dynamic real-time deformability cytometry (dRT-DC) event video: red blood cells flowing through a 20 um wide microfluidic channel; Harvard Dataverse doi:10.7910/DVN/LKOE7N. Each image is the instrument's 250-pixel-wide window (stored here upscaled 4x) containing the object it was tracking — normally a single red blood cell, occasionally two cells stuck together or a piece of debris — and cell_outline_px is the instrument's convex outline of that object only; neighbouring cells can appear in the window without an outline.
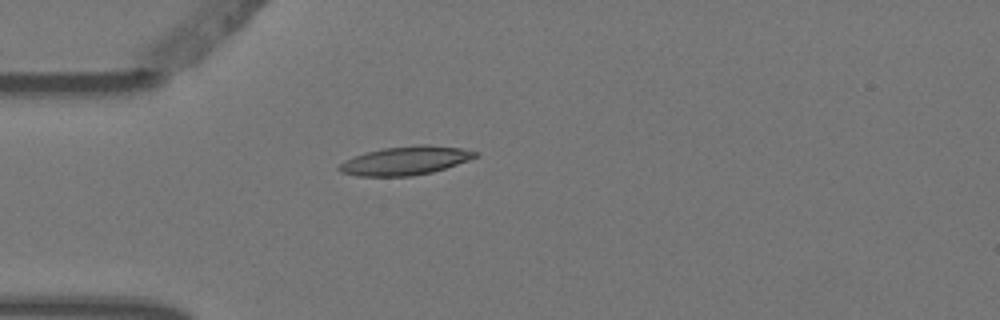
{"species": "Egyptian fruit bat (a non-hibernating species)", "species_latin": "Rousettus aegyptiacus", "temperature_condition": "warm", "stored_images_in_passage": 2, "camera_frame_rate_fps": 3000, "um_per_image_px": 0.085, "animal": {"sex": "female"}, "frame": {"image": 1, "passage_image": 1, "time_ms": 0.0, "image_size_px": [1000, 320], "cell_outline_px": [[480, 152], [476, 156], [468, 160], [432, 172], [412, 176], [356, 176], [340, 172], [336, 168], [344, 160], [368, 152], [384, 148], [420, 144], [428, 144], [460, 148]], "centroid_in_image_um": [34.44, 13.65], "position_along_channel_um": 50.6, "area_um2": 22.54}}